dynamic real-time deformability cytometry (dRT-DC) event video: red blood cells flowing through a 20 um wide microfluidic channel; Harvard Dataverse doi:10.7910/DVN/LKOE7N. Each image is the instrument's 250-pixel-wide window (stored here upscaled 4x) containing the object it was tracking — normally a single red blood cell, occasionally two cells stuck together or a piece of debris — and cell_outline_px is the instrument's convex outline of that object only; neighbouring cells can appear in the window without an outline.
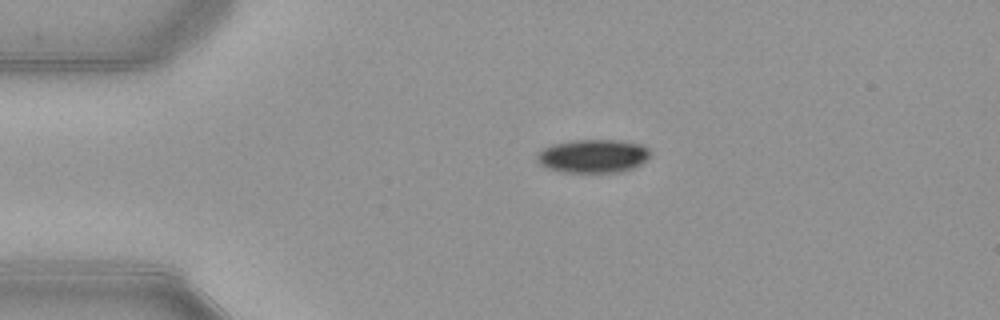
{"species": "common noctule bat (a hibernating species)", "species_latin": "Nyctalus noctula", "temperature_condition": "warm", "stored_images_in_passage": 42, "camera_frame_rate_fps": 3000, "um_per_image_px": 0.085, "animal": {"sex": "female", "body_mass_g": 21.9}, "frame": {"image": 1, "passage_image": 1, "time_ms": 0.0, "image_size_px": [1000, 320], "cell_outline_px": [[648, 156], [640, 164], [632, 168], [616, 172], [564, 172], [548, 168], [540, 164], [536, 160], [536, 152], [552, 144], [572, 140], [624, 140], [644, 144], [648, 148]], "centroid_in_image_um": [50.38, 13.24], "position_along_channel_um": 34.6, "area_um2": 22.08}}
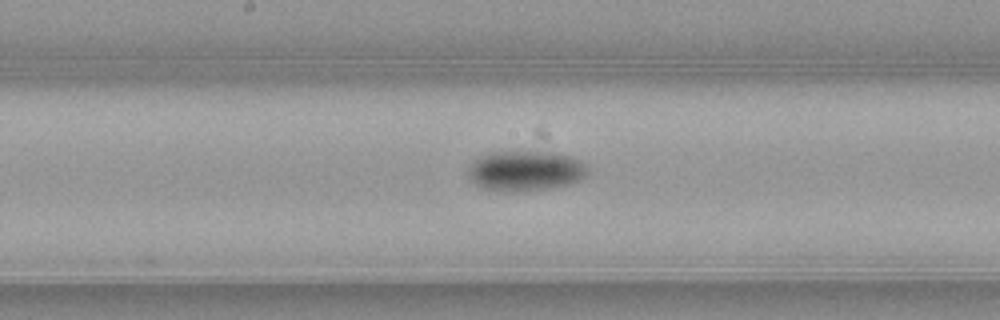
{"frame": {"image": 2, "passage_image": 17, "time_ms": 5.333, "image_size_px": [1000, 320], "cell_outline_px": [[588, 172], [580, 180], [568, 184], [548, 188], [524, 192], [500, 192], [484, 188], [476, 184], [468, 176], [468, 168], [472, 160], [488, 152], [520, 148], [524, 148], [552, 152], [572, 156], [580, 160], [588, 168]], "centroid_in_image_um": [44.62, 14.47], "position_along_channel_um": 203.6, "area_um2": 29.25}}
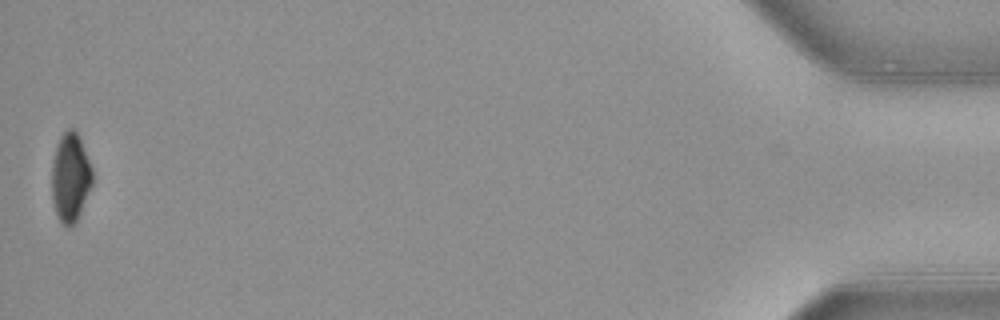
{"frame": {"image": 3, "passage_image": 42, "time_ms": 13.667, "image_size_px": [1000, 320], "cell_outline_px": [[92, 184], [76, 220], [68, 228], [60, 220], [56, 212], [52, 200], [52, 160], [56, 144], [60, 136], [68, 128], [72, 128], [76, 132], [80, 140], [92, 168]], "centroid_in_image_um": [5.96, 15.05], "position_along_channel_um": 429.2, "area_um2": 20.63}, "authors_computed_cell_mechanics": {"area_um2": 24.854, "velocity_mm_per_s": 3.9241, "shape_relaxation_time_tau1_ms": 3.0712, "shape_relaxation_time_tau2_ms": null, "deformation_change_tau1": 0.1223, "deformation_change_tau2": null}}